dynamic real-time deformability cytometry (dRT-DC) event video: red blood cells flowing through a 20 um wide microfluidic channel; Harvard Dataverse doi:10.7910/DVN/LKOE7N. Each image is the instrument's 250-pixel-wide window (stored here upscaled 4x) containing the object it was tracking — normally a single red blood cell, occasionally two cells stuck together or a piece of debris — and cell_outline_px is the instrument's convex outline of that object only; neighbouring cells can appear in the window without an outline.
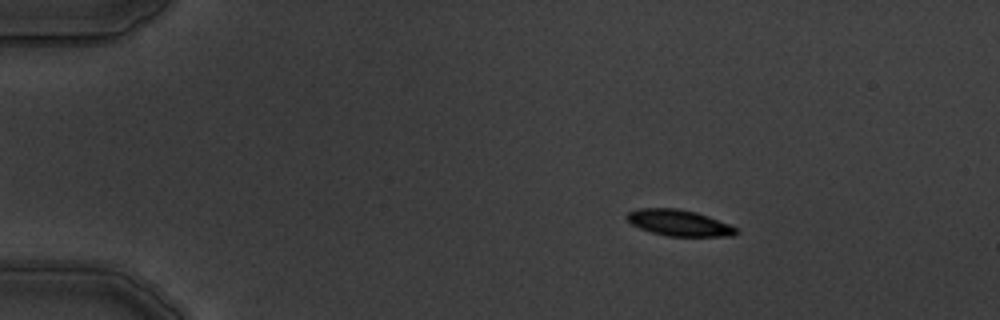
{"species": "common noctule bat (a hibernating species)", "species_latin": "Nyctalus noctula", "temperature_condition": "warm", "stored_images_in_passage": 4, "camera_frame_rate_fps": 3000, "um_per_image_px": 0.085, "animal": {"sex": "male", "body_mass_g": 19.5, "forearm_length_mm": 54.6}, "frame": {"image": 1, "passage_image": 2, "time_ms": 2.0, "image_size_px": [1000, 320], "cell_outline_px": [[740, 232], [732, 236], [668, 236], [652, 232], [640, 228], [632, 224], [624, 216], [628, 212], [640, 208], [680, 208], [696, 212], [708, 216], [728, 224], [736, 228]], "centroid_in_image_um": [57.71, 18.93], "position_along_channel_um": 27.3, "area_um2": 16.59}}